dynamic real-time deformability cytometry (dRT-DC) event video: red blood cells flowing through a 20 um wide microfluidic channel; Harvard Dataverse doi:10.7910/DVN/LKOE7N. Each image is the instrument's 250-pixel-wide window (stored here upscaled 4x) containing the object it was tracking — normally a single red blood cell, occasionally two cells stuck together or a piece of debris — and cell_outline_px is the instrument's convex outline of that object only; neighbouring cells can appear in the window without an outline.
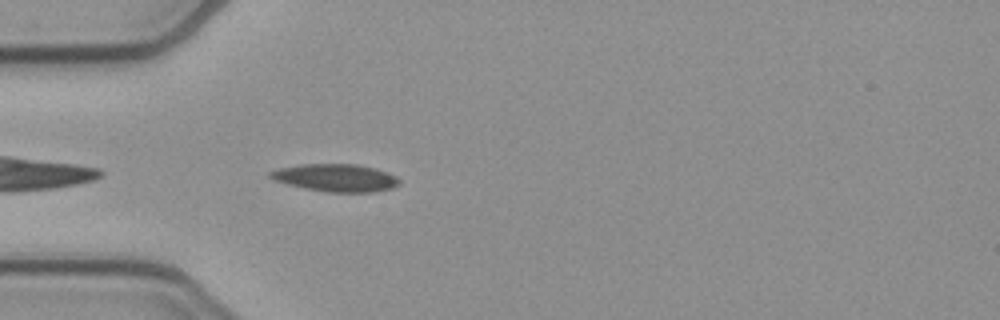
{"species": "common noctule bat (a hibernating species)", "species_latin": "Nyctalus noctula", "temperature_condition": "cold", "stored_images_in_passage": 33, "camera_frame_rate_fps": 3000, "um_per_image_px": 0.085, "animal": {"sex": "female", "body_mass_g": 21.9}, "frame": {"image": 1, "passage_image": 2, "time_ms": 0.333, "image_size_px": [1000, 320], "cell_outline_px": [[400, 184], [392, 188], [372, 192], [328, 192], [304, 188], [288, 184], [276, 180], [268, 176], [268, 172], [280, 168], [300, 164], [356, 164], [376, 168], [388, 172], [396, 176], [400, 180]], "centroid_in_image_um": [28.57, 15.1], "position_along_channel_um": 56.4, "area_um2": 20.75}}
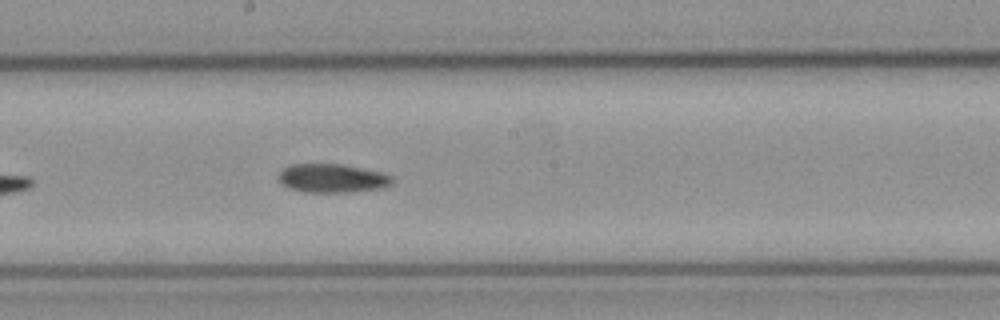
{"frame": {"image": 2, "passage_image": 15, "time_ms": 4.667, "image_size_px": [1000, 320], "cell_outline_px": [[392, 184], [384, 188], [352, 192], [304, 192], [288, 188], [276, 176], [288, 164], [340, 164], [380, 172], [392, 176]], "centroid_in_image_um": [28.23, 15.16], "position_along_channel_um": 220.0, "area_um2": 19.02}}
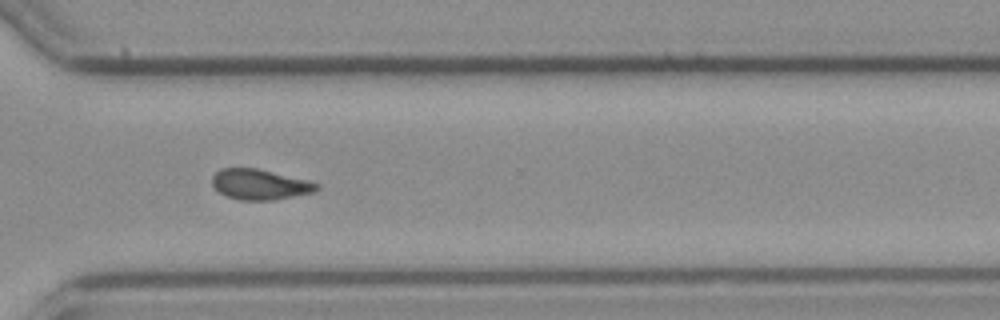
{"frame": {"image": 3, "passage_image": 25, "time_ms": 8.0, "image_size_px": [1000, 320], "cell_outline_px": [[320, 188], [316, 192], [272, 200], [240, 200], [224, 196], [212, 184], [212, 176], [220, 168], [256, 168], [308, 180], [320, 184]], "centroid_in_image_um": [22.1, 15.68], "position_along_channel_um": 348.5, "area_um2": 18.61}}